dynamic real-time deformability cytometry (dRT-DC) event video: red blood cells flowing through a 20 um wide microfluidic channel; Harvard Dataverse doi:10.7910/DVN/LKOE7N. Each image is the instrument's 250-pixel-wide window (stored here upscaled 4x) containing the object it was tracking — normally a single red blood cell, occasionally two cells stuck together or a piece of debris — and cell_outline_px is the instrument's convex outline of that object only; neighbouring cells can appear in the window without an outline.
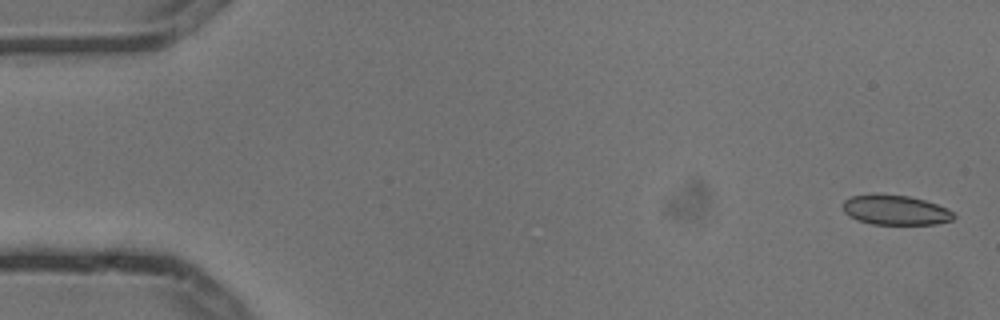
{"species": "common noctule bat (a hibernating species)", "species_latin": "Nyctalus noctula", "temperature_condition": "cold", "stored_images_in_passage": 4, "camera_frame_rate_fps": 3000, "um_per_image_px": 0.085, "animal": {"sex": "male", "body_mass_g": 13.3}, "frame": {"image": 1, "passage_image": 1, "time_ms": 0.0, "image_size_px": [1000, 320], "cell_outline_px": [[956, 216], [952, 220], [936, 224], [872, 224], [856, 220], [848, 216], [844, 212], [844, 200], [852, 196], [876, 192], [908, 196], [924, 200], [936, 204], [952, 212]], "centroid_in_image_um": [76.06, 17.84], "position_along_channel_um": 8.9, "area_um2": 19.42}}